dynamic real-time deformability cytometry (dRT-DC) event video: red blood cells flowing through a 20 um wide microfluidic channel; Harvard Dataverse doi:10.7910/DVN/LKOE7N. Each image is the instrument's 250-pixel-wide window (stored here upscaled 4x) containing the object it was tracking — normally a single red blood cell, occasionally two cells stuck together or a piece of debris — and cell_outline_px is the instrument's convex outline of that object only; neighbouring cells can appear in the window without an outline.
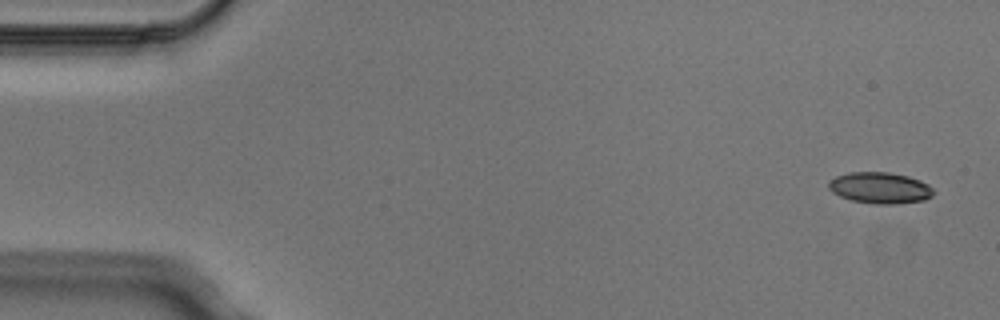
{"species": "Egyptian fruit bat (a non-hibernating species)", "species_latin": "Rousettus aegyptiacus", "temperature_condition": "cold", "stored_images_in_passage": 6, "camera_frame_rate_fps": 3000, "um_per_image_px": 0.085, "animal": {"sex": "male"}, "frame": {"image": 1, "passage_image": 1, "time_ms": 0.0, "image_size_px": [1000, 320], "cell_outline_px": [[936, 192], [932, 196], [924, 200], [896, 204], [872, 204], [852, 200], [840, 196], [832, 192], [828, 188], [828, 180], [836, 176], [848, 172], [888, 172], [908, 176], [920, 180], [928, 184]], "centroid_in_image_um": [74.8, 15.97], "position_along_channel_um": 10.2, "area_um2": 19.31}}
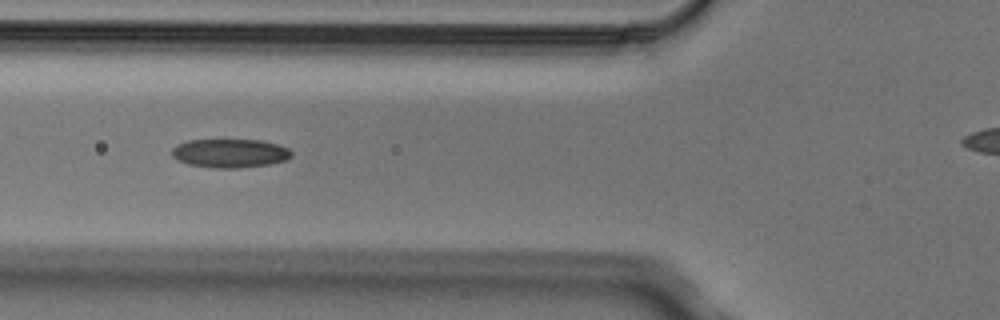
{"frame": {"image": 2, "passage_image": 6, "time_ms": 1.667, "image_size_px": [1000, 320], "cell_outline_px": [[292, 156], [288, 160], [268, 164], [236, 168], [212, 168], [188, 164], [176, 160], [172, 156], [172, 148], [176, 144], [188, 140], [260, 140], [280, 144], [288, 148], [292, 152]], "centroid_in_image_um": [19.55, 13.02], "position_along_channel_um": 106.3, "area_um2": 20.23}}